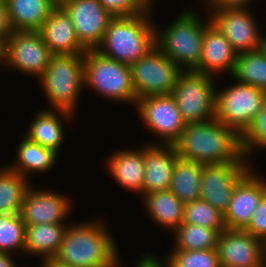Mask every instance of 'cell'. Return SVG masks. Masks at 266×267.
<instances>
[{"label":"cell","instance_id":"cell-1","mask_svg":"<svg viewBox=\"0 0 266 267\" xmlns=\"http://www.w3.org/2000/svg\"><path fill=\"white\" fill-rule=\"evenodd\" d=\"M85 218L69 223L53 260L69 267H108L114 264L121 250L108 220L101 216Z\"/></svg>","mask_w":266,"mask_h":267},{"label":"cell","instance_id":"cell-2","mask_svg":"<svg viewBox=\"0 0 266 267\" xmlns=\"http://www.w3.org/2000/svg\"><path fill=\"white\" fill-rule=\"evenodd\" d=\"M173 145L179 158L203 165L250 162L242 149V136L215 117L186 124Z\"/></svg>","mask_w":266,"mask_h":267},{"label":"cell","instance_id":"cell-3","mask_svg":"<svg viewBox=\"0 0 266 267\" xmlns=\"http://www.w3.org/2000/svg\"><path fill=\"white\" fill-rule=\"evenodd\" d=\"M199 7L192 8L190 4L183 7L162 28L155 19L159 14H156L158 7L154 6L155 46L183 71L195 70L200 63L206 29V16H202L206 12L202 11V6L200 11Z\"/></svg>","mask_w":266,"mask_h":267},{"label":"cell","instance_id":"cell-4","mask_svg":"<svg viewBox=\"0 0 266 267\" xmlns=\"http://www.w3.org/2000/svg\"><path fill=\"white\" fill-rule=\"evenodd\" d=\"M154 47V6H149L137 16L114 17L95 50L105 57L131 65Z\"/></svg>","mask_w":266,"mask_h":267},{"label":"cell","instance_id":"cell-5","mask_svg":"<svg viewBox=\"0 0 266 267\" xmlns=\"http://www.w3.org/2000/svg\"><path fill=\"white\" fill-rule=\"evenodd\" d=\"M37 80L46 98L45 106L49 105L45 109L65 110L79 116V102L84 93V54L52 55Z\"/></svg>","mask_w":266,"mask_h":267},{"label":"cell","instance_id":"cell-6","mask_svg":"<svg viewBox=\"0 0 266 267\" xmlns=\"http://www.w3.org/2000/svg\"><path fill=\"white\" fill-rule=\"evenodd\" d=\"M84 89L104 101L127 105L134 110L137 102L130 65L105 57L97 50L84 53ZM87 89V90H86ZM90 90V91H89ZM131 104V105H129Z\"/></svg>","mask_w":266,"mask_h":267},{"label":"cell","instance_id":"cell-7","mask_svg":"<svg viewBox=\"0 0 266 267\" xmlns=\"http://www.w3.org/2000/svg\"><path fill=\"white\" fill-rule=\"evenodd\" d=\"M227 78L229 82L222 85L218 79L215 118L242 136L261 111L266 92L237 82L231 76Z\"/></svg>","mask_w":266,"mask_h":267},{"label":"cell","instance_id":"cell-8","mask_svg":"<svg viewBox=\"0 0 266 267\" xmlns=\"http://www.w3.org/2000/svg\"><path fill=\"white\" fill-rule=\"evenodd\" d=\"M218 79L194 70L182 71L172 91L186 124L205 122L216 115Z\"/></svg>","mask_w":266,"mask_h":267},{"label":"cell","instance_id":"cell-9","mask_svg":"<svg viewBox=\"0 0 266 267\" xmlns=\"http://www.w3.org/2000/svg\"><path fill=\"white\" fill-rule=\"evenodd\" d=\"M134 112L147 130L148 136L152 133L151 136L154 137L150 139L151 142L144 141L148 144L173 145L180 138L186 125L172 95L139 98Z\"/></svg>","mask_w":266,"mask_h":267},{"label":"cell","instance_id":"cell-10","mask_svg":"<svg viewBox=\"0 0 266 267\" xmlns=\"http://www.w3.org/2000/svg\"><path fill=\"white\" fill-rule=\"evenodd\" d=\"M52 54L39 31H16L4 42L3 72L35 78L43 74ZM26 75V76H25Z\"/></svg>","mask_w":266,"mask_h":267},{"label":"cell","instance_id":"cell-11","mask_svg":"<svg viewBox=\"0 0 266 267\" xmlns=\"http://www.w3.org/2000/svg\"><path fill=\"white\" fill-rule=\"evenodd\" d=\"M132 85L137 99L153 95H171L183 71L156 46L130 65Z\"/></svg>","mask_w":266,"mask_h":267},{"label":"cell","instance_id":"cell-12","mask_svg":"<svg viewBox=\"0 0 266 267\" xmlns=\"http://www.w3.org/2000/svg\"><path fill=\"white\" fill-rule=\"evenodd\" d=\"M253 12L254 9L251 7L220 8L208 11L211 22L225 35L238 54L261 49L263 29L266 26L259 24L263 22V19L259 20L262 16L258 18L259 16L256 17Z\"/></svg>","mask_w":266,"mask_h":267},{"label":"cell","instance_id":"cell-13","mask_svg":"<svg viewBox=\"0 0 266 267\" xmlns=\"http://www.w3.org/2000/svg\"><path fill=\"white\" fill-rule=\"evenodd\" d=\"M50 187L38 188L32 183L29 187L20 216L25 225L70 223L75 206L74 196ZM69 221V222H68Z\"/></svg>","mask_w":266,"mask_h":267},{"label":"cell","instance_id":"cell-14","mask_svg":"<svg viewBox=\"0 0 266 267\" xmlns=\"http://www.w3.org/2000/svg\"><path fill=\"white\" fill-rule=\"evenodd\" d=\"M251 162H226L202 166L200 199L227 211L236 184L254 167Z\"/></svg>","mask_w":266,"mask_h":267},{"label":"cell","instance_id":"cell-15","mask_svg":"<svg viewBox=\"0 0 266 267\" xmlns=\"http://www.w3.org/2000/svg\"><path fill=\"white\" fill-rule=\"evenodd\" d=\"M221 267H265L266 243L241 229H225L216 247Z\"/></svg>","mask_w":266,"mask_h":267},{"label":"cell","instance_id":"cell-16","mask_svg":"<svg viewBox=\"0 0 266 267\" xmlns=\"http://www.w3.org/2000/svg\"><path fill=\"white\" fill-rule=\"evenodd\" d=\"M60 6L70 16L80 44L86 50H95L114 17L98 0H66Z\"/></svg>","mask_w":266,"mask_h":267},{"label":"cell","instance_id":"cell-17","mask_svg":"<svg viewBox=\"0 0 266 267\" xmlns=\"http://www.w3.org/2000/svg\"><path fill=\"white\" fill-rule=\"evenodd\" d=\"M258 164L236 184L227 211L224 213L226 229L243 230L251 220L262 196L266 193V176ZM261 172V173H260Z\"/></svg>","mask_w":266,"mask_h":267},{"label":"cell","instance_id":"cell-18","mask_svg":"<svg viewBox=\"0 0 266 267\" xmlns=\"http://www.w3.org/2000/svg\"><path fill=\"white\" fill-rule=\"evenodd\" d=\"M139 147H115L113 151L104 159L103 167L108 176L115 181V184L133 193V195H143L145 163H144V142ZM106 167V168H105ZM108 171V172H107Z\"/></svg>","mask_w":266,"mask_h":267},{"label":"cell","instance_id":"cell-19","mask_svg":"<svg viewBox=\"0 0 266 267\" xmlns=\"http://www.w3.org/2000/svg\"><path fill=\"white\" fill-rule=\"evenodd\" d=\"M206 29L203 34L202 52L196 72L214 76L217 79L230 77L234 71L237 52L225 35L216 27L206 11Z\"/></svg>","mask_w":266,"mask_h":267},{"label":"cell","instance_id":"cell-20","mask_svg":"<svg viewBox=\"0 0 266 267\" xmlns=\"http://www.w3.org/2000/svg\"><path fill=\"white\" fill-rule=\"evenodd\" d=\"M39 109L35 110L36 113L31 117L22 134L30 141L53 150L61 157L62 147H64L67 140L66 131L68 132L70 124L78 123L77 119L79 117L65 110L45 109L42 107L41 110Z\"/></svg>","mask_w":266,"mask_h":267},{"label":"cell","instance_id":"cell-21","mask_svg":"<svg viewBox=\"0 0 266 267\" xmlns=\"http://www.w3.org/2000/svg\"><path fill=\"white\" fill-rule=\"evenodd\" d=\"M21 135V137L19 136V141L15 148L14 157L10 163L9 160H7L4 164L12 171L19 173L24 178L35 183L33 180L36 178V175L38 178L41 174H49L50 171L57 166L58 160L61 159L53 150L30 141L22 133Z\"/></svg>","mask_w":266,"mask_h":267},{"label":"cell","instance_id":"cell-22","mask_svg":"<svg viewBox=\"0 0 266 267\" xmlns=\"http://www.w3.org/2000/svg\"><path fill=\"white\" fill-rule=\"evenodd\" d=\"M178 159L174 145L144 142L145 175L143 195L170 190L173 169Z\"/></svg>","mask_w":266,"mask_h":267},{"label":"cell","instance_id":"cell-23","mask_svg":"<svg viewBox=\"0 0 266 267\" xmlns=\"http://www.w3.org/2000/svg\"><path fill=\"white\" fill-rule=\"evenodd\" d=\"M39 33L52 55L84 54L86 51L76 36L70 16L60 5L52 10Z\"/></svg>","mask_w":266,"mask_h":267},{"label":"cell","instance_id":"cell-24","mask_svg":"<svg viewBox=\"0 0 266 267\" xmlns=\"http://www.w3.org/2000/svg\"><path fill=\"white\" fill-rule=\"evenodd\" d=\"M139 200L146 217L162 232L171 235L183 223L185 204L170 190L142 195Z\"/></svg>","mask_w":266,"mask_h":267},{"label":"cell","instance_id":"cell-25","mask_svg":"<svg viewBox=\"0 0 266 267\" xmlns=\"http://www.w3.org/2000/svg\"><path fill=\"white\" fill-rule=\"evenodd\" d=\"M68 225L69 223L27 225L23 260L31 258L29 263L31 260L34 263V259L38 262L53 259L59 251Z\"/></svg>","mask_w":266,"mask_h":267},{"label":"cell","instance_id":"cell-26","mask_svg":"<svg viewBox=\"0 0 266 267\" xmlns=\"http://www.w3.org/2000/svg\"><path fill=\"white\" fill-rule=\"evenodd\" d=\"M11 25L16 31H39L57 6L52 0H5Z\"/></svg>","mask_w":266,"mask_h":267},{"label":"cell","instance_id":"cell-27","mask_svg":"<svg viewBox=\"0 0 266 267\" xmlns=\"http://www.w3.org/2000/svg\"><path fill=\"white\" fill-rule=\"evenodd\" d=\"M203 164L179 158L173 169L170 191L182 202L200 199Z\"/></svg>","mask_w":266,"mask_h":267},{"label":"cell","instance_id":"cell-28","mask_svg":"<svg viewBox=\"0 0 266 267\" xmlns=\"http://www.w3.org/2000/svg\"><path fill=\"white\" fill-rule=\"evenodd\" d=\"M32 182L0 162V213L20 214Z\"/></svg>","mask_w":266,"mask_h":267},{"label":"cell","instance_id":"cell-29","mask_svg":"<svg viewBox=\"0 0 266 267\" xmlns=\"http://www.w3.org/2000/svg\"><path fill=\"white\" fill-rule=\"evenodd\" d=\"M231 77L266 92V53L259 49L237 54Z\"/></svg>","mask_w":266,"mask_h":267},{"label":"cell","instance_id":"cell-30","mask_svg":"<svg viewBox=\"0 0 266 267\" xmlns=\"http://www.w3.org/2000/svg\"><path fill=\"white\" fill-rule=\"evenodd\" d=\"M219 234L215 229L182 223L171 235V250L216 249Z\"/></svg>","mask_w":266,"mask_h":267},{"label":"cell","instance_id":"cell-31","mask_svg":"<svg viewBox=\"0 0 266 267\" xmlns=\"http://www.w3.org/2000/svg\"><path fill=\"white\" fill-rule=\"evenodd\" d=\"M25 230L20 214L0 213V252L24 258Z\"/></svg>","mask_w":266,"mask_h":267},{"label":"cell","instance_id":"cell-32","mask_svg":"<svg viewBox=\"0 0 266 267\" xmlns=\"http://www.w3.org/2000/svg\"><path fill=\"white\" fill-rule=\"evenodd\" d=\"M183 223L201 225L219 233L226 229L224 214L201 199L185 203Z\"/></svg>","mask_w":266,"mask_h":267},{"label":"cell","instance_id":"cell-33","mask_svg":"<svg viewBox=\"0 0 266 267\" xmlns=\"http://www.w3.org/2000/svg\"><path fill=\"white\" fill-rule=\"evenodd\" d=\"M242 149L245 157L252 164L256 163L255 159L258 157V152L266 151V99L261 111L242 135Z\"/></svg>","mask_w":266,"mask_h":267},{"label":"cell","instance_id":"cell-34","mask_svg":"<svg viewBox=\"0 0 266 267\" xmlns=\"http://www.w3.org/2000/svg\"><path fill=\"white\" fill-rule=\"evenodd\" d=\"M167 252L165 255L170 267H221L216 249Z\"/></svg>","mask_w":266,"mask_h":267},{"label":"cell","instance_id":"cell-35","mask_svg":"<svg viewBox=\"0 0 266 267\" xmlns=\"http://www.w3.org/2000/svg\"><path fill=\"white\" fill-rule=\"evenodd\" d=\"M113 17L137 16L149 5L144 0H98Z\"/></svg>","mask_w":266,"mask_h":267},{"label":"cell","instance_id":"cell-36","mask_svg":"<svg viewBox=\"0 0 266 267\" xmlns=\"http://www.w3.org/2000/svg\"><path fill=\"white\" fill-rule=\"evenodd\" d=\"M243 230L266 243V193L262 196L250 222Z\"/></svg>","mask_w":266,"mask_h":267},{"label":"cell","instance_id":"cell-37","mask_svg":"<svg viewBox=\"0 0 266 267\" xmlns=\"http://www.w3.org/2000/svg\"><path fill=\"white\" fill-rule=\"evenodd\" d=\"M123 253H120L119 255V262L121 267H125L124 259L122 256ZM156 251H153L149 253V250L147 252L141 254V256H138V259L135 260L137 262H134L135 264L132 267H167L169 264L167 262L166 256H159ZM160 257V258H159Z\"/></svg>","mask_w":266,"mask_h":267},{"label":"cell","instance_id":"cell-38","mask_svg":"<svg viewBox=\"0 0 266 267\" xmlns=\"http://www.w3.org/2000/svg\"><path fill=\"white\" fill-rule=\"evenodd\" d=\"M259 0H210V2L202 9L205 11L215 10L220 8H237V7H254L258 5Z\"/></svg>","mask_w":266,"mask_h":267},{"label":"cell","instance_id":"cell-39","mask_svg":"<svg viewBox=\"0 0 266 267\" xmlns=\"http://www.w3.org/2000/svg\"><path fill=\"white\" fill-rule=\"evenodd\" d=\"M6 2L0 4V41L5 42L13 33Z\"/></svg>","mask_w":266,"mask_h":267},{"label":"cell","instance_id":"cell-40","mask_svg":"<svg viewBox=\"0 0 266 267\" xmlns=\"http://www.w3.org/2000/svg\"><path fill=\"white\" fill-rule=\"evenodd\" d=\"M19 256L12 254V253H7V252H0V267H32V262L29 264H21L23 262H20L19 264L17 263Z\"/></svg>","mask_w":266,"mask_h":267},{"label":"cell","instance_id":"cell-41","mask_svg":"<svg viewBox=\"0 0 266 267\" xmlns=\"http://www.w3.org/2000/svg\"><path fill=\"white\" fill-rule=\"evenodd\" d=\"M40 264V265H38ZM32 267H69V266H65L62 264H59L58 262H56L53 259H49V260H44L41 262H37V265H32Z\"/></svg>","mask_w":266,"mask_h":267},{"label":"cell","instance_id":"cell-42","mask_svg":"<svg viewBox=\"0 0 266 267\" xmlns=\"http://www.w3.org/2000/svg\"><path fill=\"white\" fill-rule=\"evenodd\" d=\"M3 51H4V43L0 41V71L3 69Z\"/></svg>","mask_w":266,"mask_h":267},{"label":"cell","instance_id":"cell-43","mask_svg":"<svg viewBox=\"0 0 266 267\" xmlns=\"http://www.w3.org/2000/svg\"><path fill=\"white\" fill-rule=\"evenodd\" d=\"M196 2V4L194 5V3H193V5H191L192 6V8H197V2H199V4H200V6L202 5L203 7L202 8H204L209 2H210V0H195ZM201 2V3H200Z\"/></svg>","mask_w":266,"mask_h":267},{"label":"cell","instance_id":"cell-44","mask_svg":"<svg viewBox=\"0 0 266 267\" xmlns=\"http://www.w3.org/2000/svg\"><path fill=\"white\" fill-rule=\"evenodd\" d=\"M266 29H264L263 35H262V46L261 49L266 53Z\"/></svg>","mask_w":266,"mask_h":267},{"label":"cell","instance_id":"cell-45","mask_svg":"<svg viewBox=\"0 0 266 267\" xmlns=\"http://www.w3.org/2000/svg\"><path fill=\"white\" fill-rule=\"evenodd\" d=\"M149 6H157L156 3H159L158 0H144Z\"/></svg>","mask_w":266,"mask_h":267},{"label":"cell","instance_id":"cell-46","mask_svg":"<svg viewBox=\"0 0 266 267\" xmlns=\"http://www.w3.org/2000/svg\"><path fill=\"white\" fill-rule=\"evenodd\" d=\"M108 267H121L119 259L112 265L108 266Z\"/></svg>","mask_w":266,"mask_h":267},{"label":"cell","instance_id":"cell-47","mask_svg":"<svg viewBox=\"0 0 266 267\" xmlns=\"http://www.w3.org/2000/svg\"><path fill=\"white\" fill-rule=\"evenodd\" d=\"M56 5H60L62 2L66 0H52Z\"/></svg>","mask_w":266,"mask_h":267},{"label":"cell","instance_id":"cell-48","mask_svg":"<svg viewBox=\"0 0 266 267\" xmlns=\"http://www.w3.org/2000/svg\"><path fill=\"white\" fill-rule=\"evenodd\" d=\"M5 2V0H0V4H2V3H4Z\"/></svg>","mask_w":266,"mask_h":267}]
</instances>
